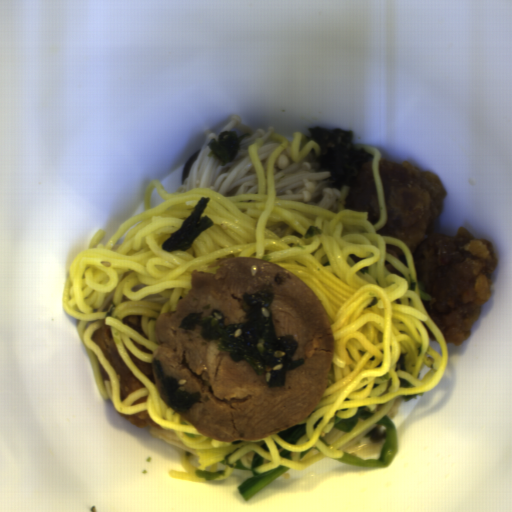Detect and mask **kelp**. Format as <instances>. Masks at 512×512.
I'll list each match as a JSON object with an SVG mask.
<instances>
[{
    "instance_id": "7",
    "label": "kelp",
    "mask_w": 512,
    "mask_h": 512,
    "mask_svg": "<svg viewBox=\"0 0 512 512\" xmlns=\"http://www.w3.org/2000/svg\"><path fill=\"white\" fill-rule=\"evenodd\" d=\"M320 234H322V232L319 228H317L316 226H310V227H308L304 237L307 239V238H312L313 236L320 235Z\"/></svg>"
},
{
    "instance_id": "2",
    "label": "kelp",
    "mask_w": 512,
    "mask_h": 512,
    "mask_svg": "<svg viewBox=\"0 0 512 512\" xmlns=\"http://www.w3.org/2000/svg\"><path fill=\"white\" fill-rule=\"evenodd\" d=\"M308 133L310 141L320 146V154L317 155L313 148L306 156L317 162L318 169L329 172L330 177L326 181L331 189L342 192L343 188H348L349 180L360 164L373 158V154L363 148L356 150L353 130L317 125L309 128Z\"/></svg>"
},
{
    "instance_id": "3",
    "label": "kelp",
    "mask_w": 512,
    "mask_h": 512,
    "mask_svg": "<svg viewBox=\"0 0 512 512\" xmlns=\"http://www.w3.org/2000/svg\"><path fill=\"white\" fill-rule=\"evenodd\" d=\"M209 200L210 197H200L182 225L162 244L163 250L169 253L173 250L186 251L200 234L211 227L213 221L206 215L201 217Z\"/></svg>"
},
{
    "instance_id": "1",
    "label": "kelp",
    "mask_w": 512,
    "mask_h": 512,
    "mask_svg": "<svg viewBox=\"0 0 512 512\" xmlns=\"http://www.w3.org/2000/svg\"><path fill=\"white\" fill-rule=\"evenodd\" d=\"M274 299L273 285L263 284L256 292H244L240 304L246 313L243 322L226 325V316L216 309L210 314L190 313L178 328L195 331L200 326L202 339L219 340V351L236 362L246 361L257 375H263L268 388L283 387L287 371L305 361L292 360L300 347L295 336H277L270 309Z\"/></svg>"
},
{
    "instance_id": "9",
    "label": "kelp",
    "mask_w": 512,
    "mask_h": 512,
    "mask_svg": "<svg viewBox=\"0 0 512 512\" xmlns=\"http://www.w3.org/2000/svg\"><path fill=\"white\" fill-rule=\"evenodd\" d=\"M274 281L276 284L282 285L285 283V278L283 275H281L280 273L277 272Z\"/></svg>"
},
{
    "instance_id": "8",
    "label": "kelp",
    "mask_w": 512,
    "mask_h": 512,
    "mask_svg": "<svg viewBox=\"0 0 512 512\" xmlns=\"http://www.w3.org/2000/svg\"><path fill=\"white\" fill-rule=\"evenodd\" d=\"M423 395H424L423 393L402 395V398H403L404 402H409V401L413 400L414 398L421 397Z\"/></svg>"
},
{
    "instance_id": "6",
    "label": "kelp",
    "mask_w": 512,
    "mask_h": 512,
    "mask_svg": "<svg viewBox=\"0 0 512 512\" xmlns=\"http://www.w3.org/2000/svg\"><path fill=\"white\" fill-rule=\"evenodd\" d=\"M406 354L407 353H401L398 362L395 365L394 371H401L406 373Z\"/></svg>"
},
{
    "instance_id": "5",
    "label": "kelp",
    "mask_w": 512,
    "mask_h": 512,
    "mask_svg": "<svg viewBox=\"0 0 512 512\" xmlns=\"http://www.w3.org/2000/svg\"><path fill=\"white\" fill-rule=\"evenodd\" d=\"M252 137L250 134L238 135L236 131H223L217 138L209 141L210 152L212 157L219 165H225L234 160L240 151V143L242 140Z\"/></svg>"
},
{
    "instance_id": "10",
    "label": "kelp",
    "mask_w": 512,
    "mask_h": 512,
    "mask_svg": "<svg viewBox=\"0 0 512 512\" xmlns=\"http://www.w3.org/2000/svg\"><path fill=\"white\" fill-rule=\"evenodd\" d=\"M399 387L400 388H410V387H413L412 384H410L409 382H407L406 380H403V379H400L399 378Z\"/></svg>"
},
{
    "instance_id": "11",
    "label": "kelp",
    "mask_w": 512,
    "mask_h": 512,
    "mask_svg": "<svg viewBox=\"0 0 512 512\" xmlns=\"http://www.w3.org/2000/svg\"><path fill=\"white\" fill-rule=\"evenodd\" d=\"M380 378H381V380H387V379H389V378H390V374H389V372H388V373H386V374H385V375H383V376H380Z\"/></svg>"
},
{
    "instance_id": "4",
    "label": "kelp",
    "mask_w": 512,
    "mask_h": 512,
    "mask_svg": "<svg viewBox=\"0 0 512 512\" xmlns=\"http://www.w3.org/2000/svg\"><path fill=\"white\" fill-rule=\"evenodd\" d=\"M155 376L159 381V391L166 401V406L175 413L188 412L200 399V393H189L180 389L176 378L165 373L161 361L151 360Z\"/></svg>"
}]
</instances>
